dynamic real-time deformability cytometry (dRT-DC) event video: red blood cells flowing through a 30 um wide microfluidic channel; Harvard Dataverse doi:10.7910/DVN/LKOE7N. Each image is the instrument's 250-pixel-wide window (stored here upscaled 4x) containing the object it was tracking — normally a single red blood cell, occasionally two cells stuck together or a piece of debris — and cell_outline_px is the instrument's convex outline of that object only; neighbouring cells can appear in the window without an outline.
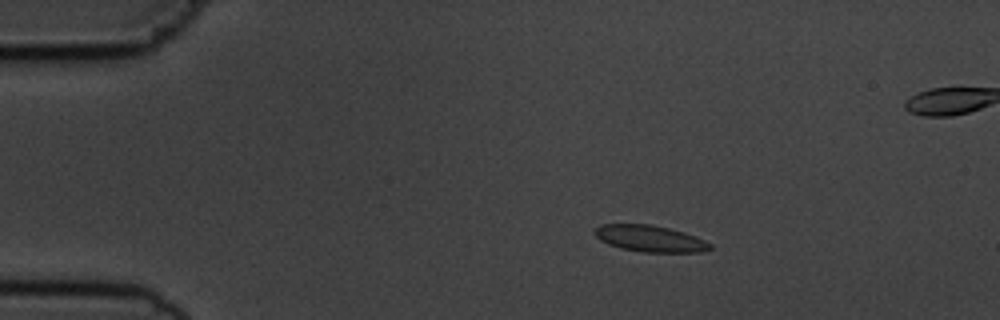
{"species": "common noctule bat (a hibernating species)", "species_latin": "Nyctalus noctula", "temperature_condition": "cold", "stored_images_in_passage": 5, "camera_frame_rate_fps": 3000, "um_per_image_px": 0.085, "animal": {"sex": "male", "body_mass_g": 19.5, "forearm_length_mm": 54.6}, "frame": {"image": 1, "passage_image": 2, "time_ms": 1.333, "image_size_px": [1000, 320], "cell_outline_px": [[712, 248], [704, 252], [644, 252], [620, 248], [608, 244], [600, 240], [596, 236], [596, 228], [600, 224], [652, 224], [684, 232], [696, 236], [712, 244]], "centroid_in_image_um": [55.28, 20.28], "position_along_channel_um": 29.7, "area_um2": 17.8}}
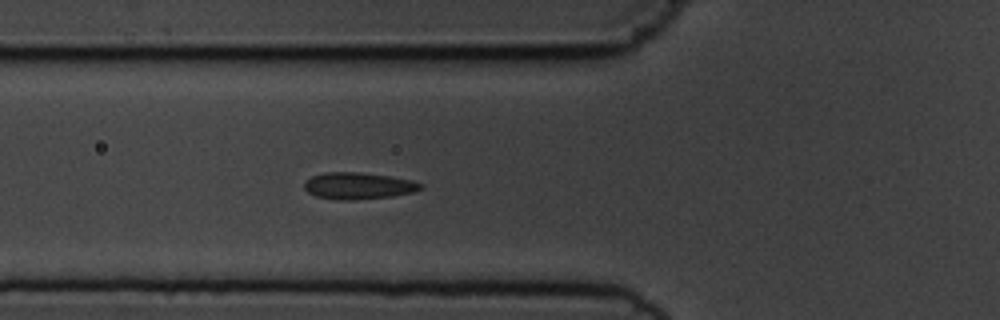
{"frame": {"image": 2, "passage_image": 5, "time_ms": 4.667, "image_size_px": [1000, 320], "cell_outline_px": [[424, 188], [412, 192], [392, 196], [352, 200], [340, 200], [316, 196], [308, 192], [304, 188], [304, 184], [312, 176], [324, 172], [360, 172], [388, 176], [412, 180], [424, 184]], "centroid_in_image_um": [30.48, 15.79], "position_along_channel_um": 95.3, "area_um2": 18.03}}